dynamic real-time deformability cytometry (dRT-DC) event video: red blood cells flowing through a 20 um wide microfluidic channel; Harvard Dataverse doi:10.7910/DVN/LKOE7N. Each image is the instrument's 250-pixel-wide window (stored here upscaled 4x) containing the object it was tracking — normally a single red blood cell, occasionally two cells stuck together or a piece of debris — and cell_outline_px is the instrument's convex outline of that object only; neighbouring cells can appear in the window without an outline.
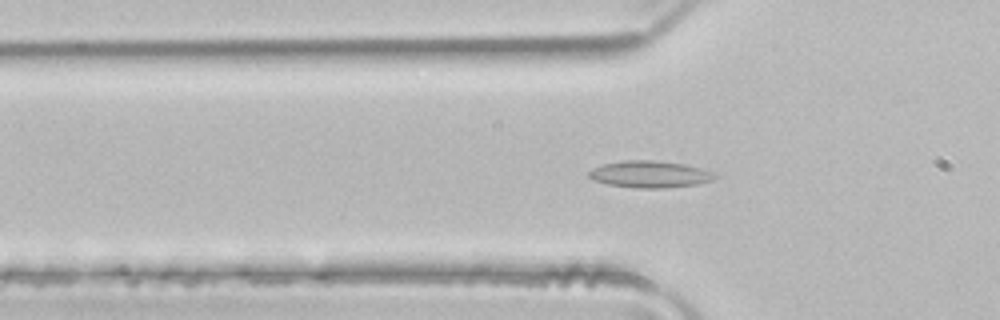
{"species": "common noctule bat (a hibernating species)", "species_latin": "Nyctalus noctula", "temperature_condition": "room temperature", "stored_images_in_passage": 46, "camera_frame_rate_fps": 3000, "um_per_image_px": 0.085, "animal": {"sex": "male", "body_mass_g": 21.5, "forearm_length_mm": 52.0}, "frame": {"image": 1, "passage_image": 12, "time_ms": 3.667, "image_size_px": [1000, 320], "cell_outline_px": [[716, 176], [712, 180], [696, 184], [664, 188], [640, 188], [608, 184], [592, 180], [588, 176], [588, 172], [592, 168], [604, 164], [624, 160], [652, 160], [684, 164], [700, 168], [712, 172]], "centroid_in_image_um": [55.19, 14.81], "position_along_channel_um": 70.6, "area_um2": 19.48}}
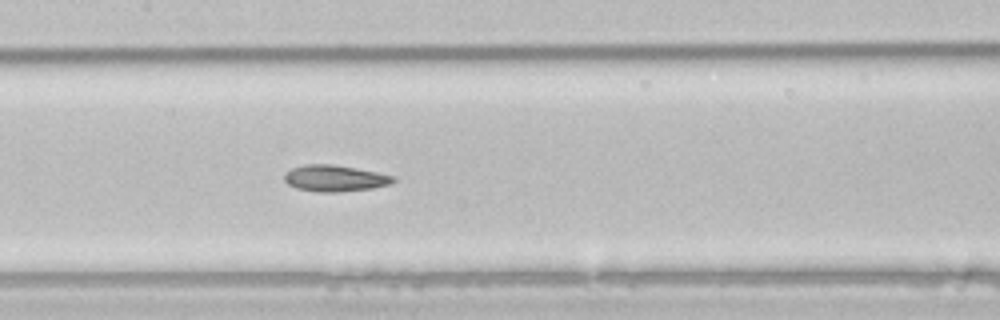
{"frame": {"image": 2, "passage_image": 20, "time_ms": 6.333, "image_size_px": [1000, 320], "cell_outline_px": [[396, 180], [392, 184], [372, 188], [336, 192], [316, 192], [296, 188], [288, 184], [284, 180], [284, 172], [292, 168], [304, 164], [332, 164], [356, 168], [396, 176]], "centroid_in_image_um": [28.46, 15.15], "position_along_channel_um": 178.9, "area_um2": 16.88}}
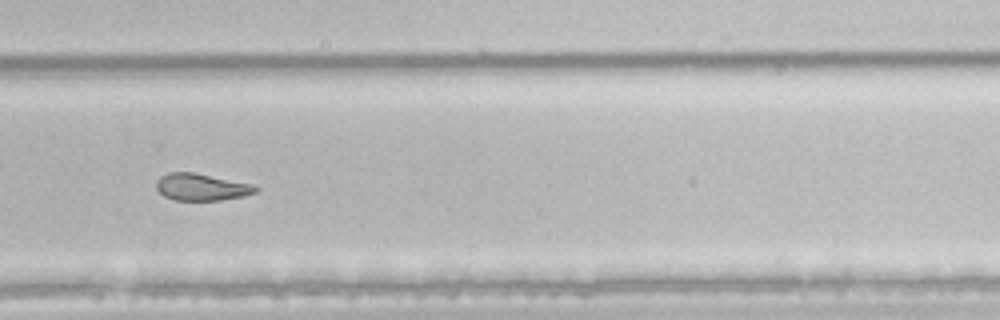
{"frame": {"image": 3, "passage_image": 30, "time_ms": 9.667, "image_size_px": [1000, 320], "cell_outline_px": [[260, 188], [256, 192], [244, 196], [220, 200], [176, 200], [164, 196], [156, 188], [156, 180], [160, 176], [168, 172], [192, 172], [252, 184]], "centroid_in_image_um": [17.11, 15.9], "position_along_channel_um": 312.7, "area_um2": 15.55}, "authors_computed_cell_mechanics": {"area_um2": 17.9758, "velocity_mm_per_s": 4.0317, "shape_relaxation_time_tau1_ms": 7.4499, "shape_relaxation_time_tau2_ms": 3.6063, "deformation_change_tau1": 0.1535, "deformation_change_tau2": 0.0824}}